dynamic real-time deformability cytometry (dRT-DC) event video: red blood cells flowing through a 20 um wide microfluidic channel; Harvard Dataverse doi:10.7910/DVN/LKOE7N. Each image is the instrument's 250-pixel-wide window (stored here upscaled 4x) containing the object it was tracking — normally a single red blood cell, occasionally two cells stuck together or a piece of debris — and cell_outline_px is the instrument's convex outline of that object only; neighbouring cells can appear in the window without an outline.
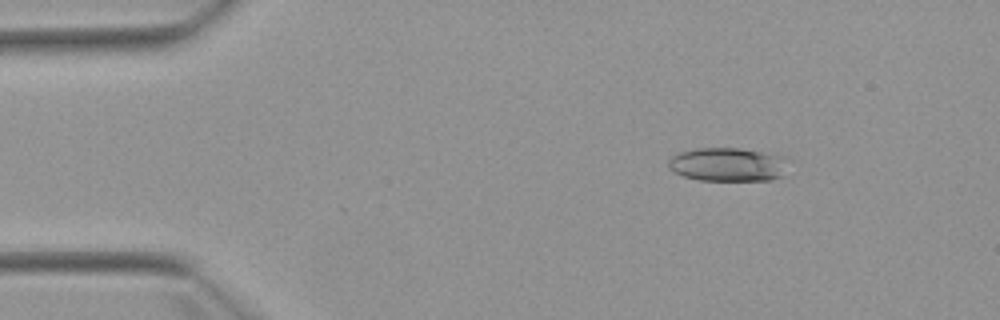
{"species": "Egyptian fruit bat (a non-hibernating species)", "species_latin": "Rousettus aegyptiacus", "temperature_condition": "warm", "stored_images_in_passage": 3, "camera_frame_rate_fps": 3000, "um_per_image_px": 0.085, "animal": {"sex": "female"}, "frame": {"image": 1, "passage_image": 1, "time_ms": 0.0, "image_size_px": [1000, 320], "cell_outline_px": [[788, 156], [784, 176], [772, 180], [700, 180], [684, 176], [668, 168], [668, 160], [672, 156], [680, 152], [700, 148], [740, 148]], "centroid_in_image_um": [61.92, 13.98], "position_along_channel_um": 23.1, "area_um2": 23.7}}